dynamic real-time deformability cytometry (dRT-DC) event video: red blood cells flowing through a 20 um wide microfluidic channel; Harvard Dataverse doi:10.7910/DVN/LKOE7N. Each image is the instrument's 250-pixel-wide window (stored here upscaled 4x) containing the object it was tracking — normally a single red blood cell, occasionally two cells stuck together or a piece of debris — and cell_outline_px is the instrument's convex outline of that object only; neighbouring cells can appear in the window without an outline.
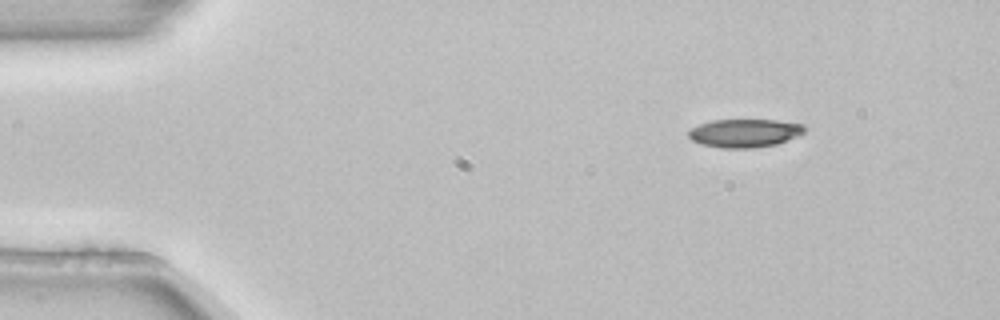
{"species": "common noctule bat (a hibernating species)", "species_latin": "Nyctalus noctula", "temperature_condition": "room temperature", "stored_images_in_passage": 4, "segment_of_instrument_passage": [1, 2], "camera_frame_rate_fps": 3000, "um_per_image_px": 0.085, "animal": {"sex": "female", "body_mass_g": 22.7, "forearm_length_mm": 54.2}, "frame": {"image": 1, "passage_image": 1, "time_ms": 0.0, "image_size_px": [1000, 320], "cell_outline_px": [[804, 132], [800, 136], [776, 144], [752, 148], [720, 148], [700, 144], [692, 140], [688, 136], [688, 132], [692, 128], [700, 124], [712, 120], [776, 120], [804, 124]], "centroid_in_image_um": [63.3, 11.31], "position_along_channel_um": 21.7, "area_um2": 19.19}}
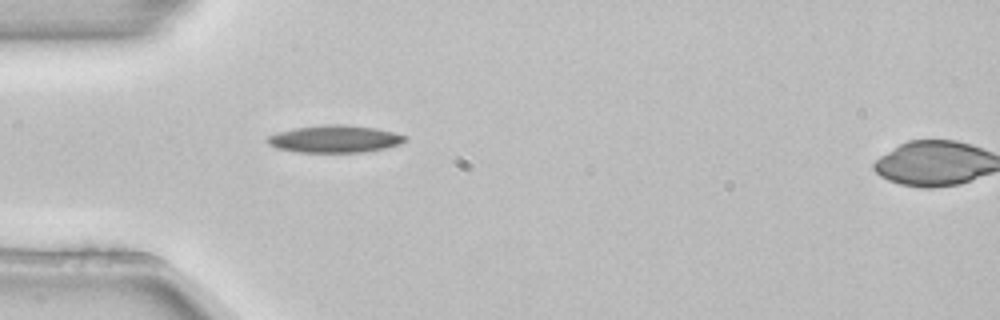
{"frame": {"image": 2, "passage_image": 3, "time_ms": 0.667, "image_size_px": [1000, 320], "cell_outline_px": [[408, 136], [400, 144], [384, 148], [364, 152], [300, 152], [276, 148], [268, 144], [264, 140], [268, 136], [292, 128], [324, 124], [344, 124], [376, 128]], "centroid_in_image_um": [28.42, 11.8], "position_along_channel_um": 56.6, "area_um2": 21.91}}